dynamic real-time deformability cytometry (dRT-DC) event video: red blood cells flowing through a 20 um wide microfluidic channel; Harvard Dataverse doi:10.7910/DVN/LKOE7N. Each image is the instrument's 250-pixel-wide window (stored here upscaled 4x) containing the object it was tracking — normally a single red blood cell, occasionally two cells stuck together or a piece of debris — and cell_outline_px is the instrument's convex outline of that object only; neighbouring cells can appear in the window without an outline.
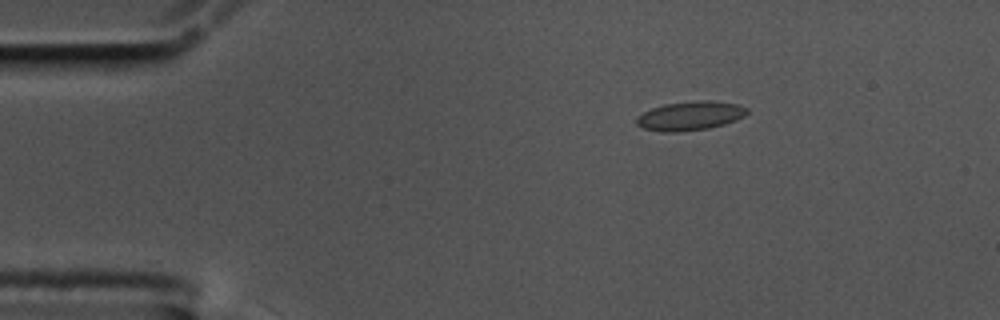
{"species": "common noctule bat (a hibernating species)", "species_latin": "Nyctalus noctula", "temperature_condition": "cold", "stored_images_in_passage": 56, "camera_frame_rate_fps": 3000, "um_per_image_px": 0.085, "animal": {"sex": "male", "body_mass_g": 17.5, "forearm_length_mm": 52.3}, "frame": {"image": 1, "passage_image": 8, "time_ms": 2.333, "image_size_px": [1000, 320], "cell_outline_px": [[748, 112], [744, 116], [736, 120], [724, 124], [708, 128], [676, 132], [664, 132], [644, 128], [636, 124], [636, 116], [652, 108], [664, 104], [700, 100], [712, 100], [736, 104], [748, 108]], "centroid_in_image_um": [58.66, 9.84], "position_along_channel_um": 26.3, "area_um2": 18.61}}
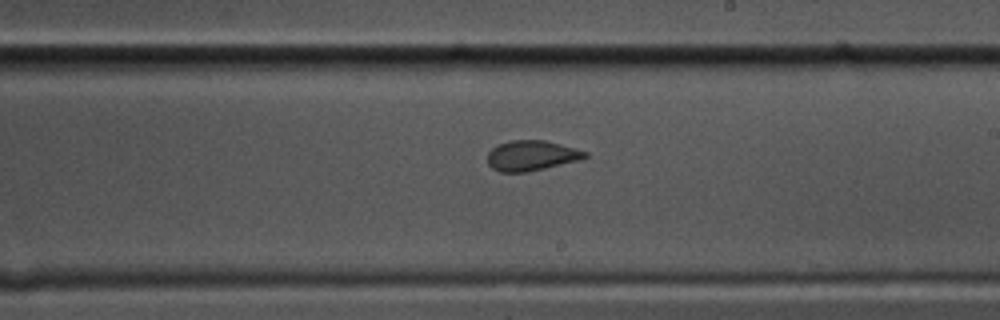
{"frame": {"image": 2, "passage_image": 32, "time_ms": 10.333, "image_size_px": [1000, 320], "cell_outline_px": [[588, 156], [580, 160], [528, 172], [500, 172], [492, 168], [488, 164], [488, 152], [492, 148], [500, 144], [512, 140], [544, 140], [560, 144], [588, 152]], "centroid_in_image_um": [45.18, 13.23], "position_along_channel_um": 243.8, "area_um2": 17.11}}
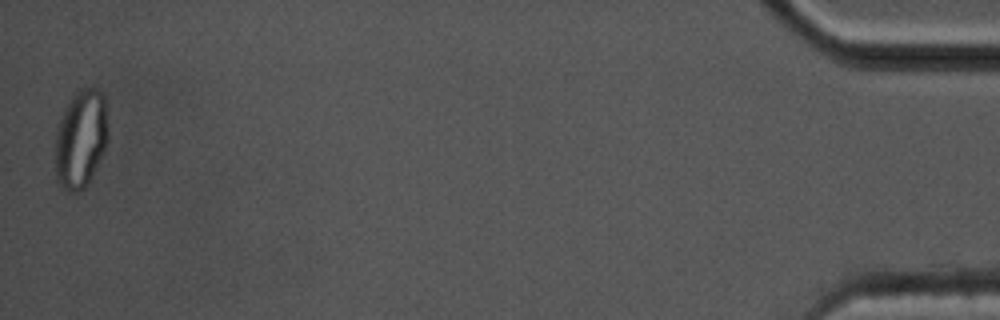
{"frame": {"image": 3, "passage_image": 56, "time_ms": 18.333, "image_size_px": [1000, 320], "cell_outline_px": [[108, 140], [88, 184], [80, 192], [68, 192], [56, 180], [56, 132], [60, 120], [72, 96], [80, 88], [96, 88], [104, 96], [108, 136]], "centroid_in_image_um": [6.87, 11.82], "position_along_channel_um": 428.3, "area_um2": 29.88}, "authors_computed_cell_mechanics": {"area_um2": 17.7157, "velocity_mm_per_s": 3.4719, "shape_relaxation_time_tau1_ms": null, "shape_relaxation_time_tau2_ms": 0.9849, "deformation_change_tau1": null, "deformation_change_tau2": 0.0537}}